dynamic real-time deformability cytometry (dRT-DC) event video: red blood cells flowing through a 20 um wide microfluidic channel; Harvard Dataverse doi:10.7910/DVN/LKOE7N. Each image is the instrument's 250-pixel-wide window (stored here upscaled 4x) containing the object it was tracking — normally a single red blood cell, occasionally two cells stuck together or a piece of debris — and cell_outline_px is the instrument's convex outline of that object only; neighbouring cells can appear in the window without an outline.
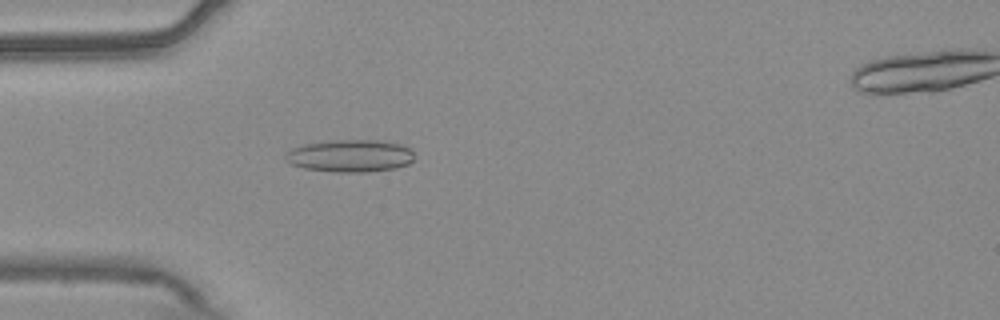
{"species": "common noctule bat (a hibernating species)", "species_latin": "Nyctalus noctula", "temperature_condition": "warm", "stored_images_in_passage": 47, "camera_frame_rate_fps": 3000, "um_per_image_px": 0.085, "animal": {"sex": "male", "body_mass_g": 20.4}, "frame": {"image": 1, "passage_image": 9, "time_ms": 2.667, "image_size_px": [1000, 320], "cell_outline_px": [[412, 160], [408, 164], [396, 168], [368, 172], [336, 172], [304, 168], [292, 164], [284, 160], [284, 152], [292, 148], [304, 144], [332, 140], [380, 140], [400, 144], [412, 148]], "centroid_in_image_um": [29.74, 13.24], "position_along_channel_um": 55.3, "area_um2": 24.51}}
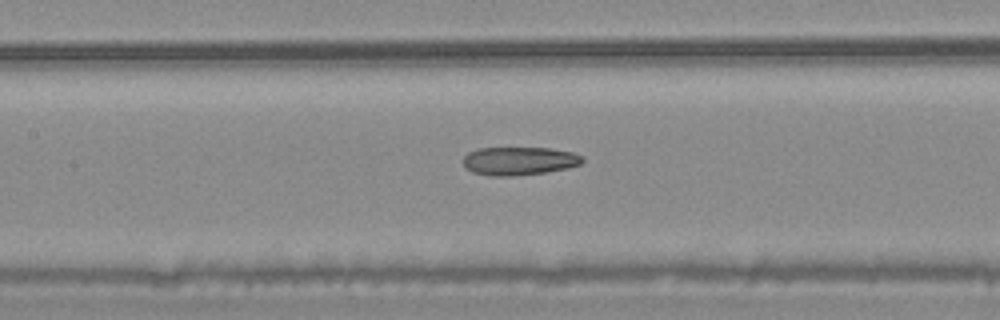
{"frame": {"image": 2, "passage_image": 18, "time_ms": 5.667, "image_size_px": [1000, 320], "cell_outline_px": [[584, 160], [580, 164], [568, 168], [548, 172], [512, 176], [492, 176], [472, 172], [464, 168], [464, 156], [468, 152], [480, 148], [548, 148], [572, 152], [584, 156]], "centroid_in_image_um": [44.13, 13.68], "position_along_channel_um": 163.3, "area_um2": 19.77}}
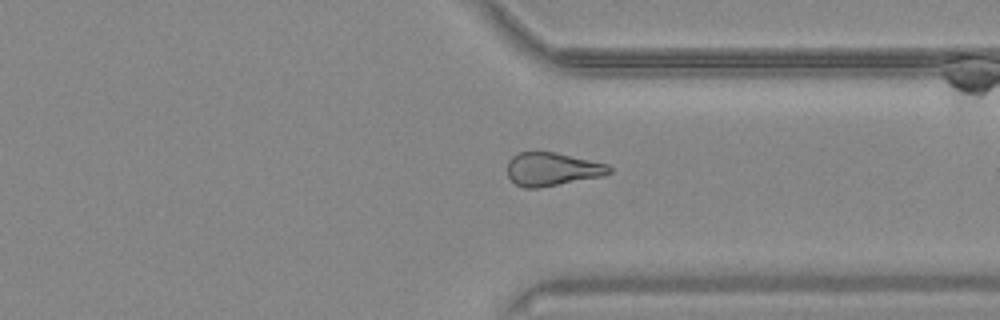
{"frame": {"image": 3, "passage_image": 34, "time_ms": 11.0, "image_size_px": [1000, 320], "cell_outline_px": [[612, 172], [604, 176], [540, 188], [524, 188], [516, 184], [508, 176], [508, 160], [512, 156], [520, 152], [552, 152], [608, 164], [612, 168]], "centroid_in_image_um": [46.95, 14.39], "position_along_channel_um": 364.5, "area_um2": 19.77}, "authors_computed_cell_mechanics": {"area_um2": 20.4612, "velocity_mm_per_s": 3.7772, "shape_relaxation_time_tau1_ms": null, "shape_relaxation_time_tau2_ms": 6.8023, "deformation_change_tau1": null, "deformation_change_tau2": 0.1711}}